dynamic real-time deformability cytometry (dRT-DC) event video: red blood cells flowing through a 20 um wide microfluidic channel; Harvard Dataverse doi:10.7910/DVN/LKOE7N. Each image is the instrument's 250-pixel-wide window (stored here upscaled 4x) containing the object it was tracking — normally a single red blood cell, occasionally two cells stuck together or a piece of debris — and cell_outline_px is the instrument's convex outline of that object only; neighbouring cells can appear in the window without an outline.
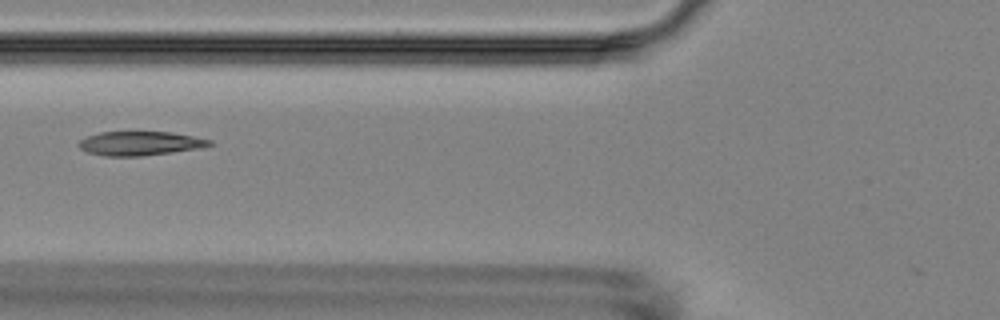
{"species": "Egyptian fruit bat (a non-hibernating species)", "species_latin": "Rousettus aegyptiacus", "temperature_condition": "room temperature", "stored_images_in_passage": 7, "camera_frame_rate_fps": 3000, "um_per_image_px": 0.085, "animal": {"sex": "female"}, "frame": {"image": 1, "passage_image": 7, "time_ms": 7.0, "image_size_px": [1000, 320], "cell_outline_px": [[212, 144], [200, 148], [172, 152], [140, 156], [104, 156], [88, 152], [80, 148], [76, 144], [80, 140], [88, 136], [100, 132], [172, 132], [212, 140]], "centroid_in_image_um": [11.88, 12.19], "position_along_channel_um": 113.9, "area_um2": 18.21}}